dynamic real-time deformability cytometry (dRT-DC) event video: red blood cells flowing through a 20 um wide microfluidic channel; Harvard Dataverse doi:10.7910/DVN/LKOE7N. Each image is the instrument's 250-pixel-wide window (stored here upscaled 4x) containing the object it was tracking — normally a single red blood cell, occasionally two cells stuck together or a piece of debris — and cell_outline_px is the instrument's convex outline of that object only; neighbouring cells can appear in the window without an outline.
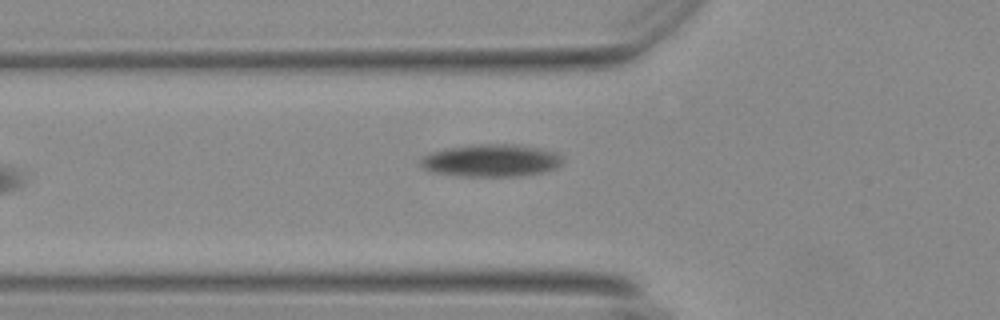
{"species": "Egyptian fruit bat (a non-hibernating species)", "species_latin": "Rousettus aegyptiacus", "temperature_condition": "warm", "stored_images_in_passage": 22, "camera_frame_rate_fps": 3000, "um_per_image_px": 0.085, "animal": {"sex": "female"}, "frame": {"image": 1, "passage_image": 7, "time_ms": 2.0, "image_size_px": [1000, 320], "cell_outline_px": [[560, 164], [556, 168], [540, 172], [512, 176], [464, 176], [432, 172], [424, 168], [420, 164], [420, 160], [428, 152], [448, 148], [472, 144], [516, 144], [540, 148], [556, 152], [560, 156]], "centroid_in_image_um": [41.7, 13.62], "position_along_channel_um": 84.1, "area_um2": 26.65}}